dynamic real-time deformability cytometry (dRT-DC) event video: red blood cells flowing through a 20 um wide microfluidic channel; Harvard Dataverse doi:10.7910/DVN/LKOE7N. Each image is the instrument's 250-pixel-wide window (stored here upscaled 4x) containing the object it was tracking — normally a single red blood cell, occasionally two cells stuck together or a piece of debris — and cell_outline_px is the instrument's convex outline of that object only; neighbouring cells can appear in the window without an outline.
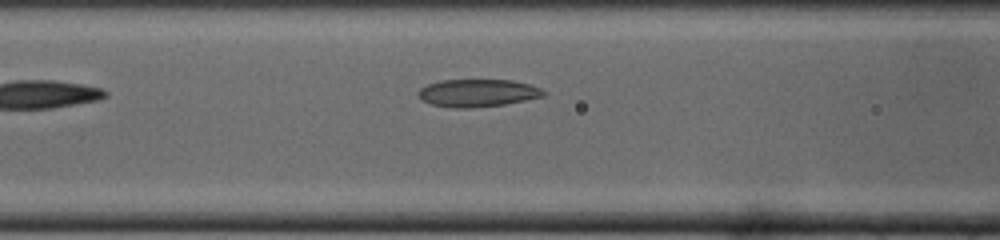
{"species": "common noctule bat (a hibernating species)", "species_latin": "Nyctalus noctula", "temperature_condition": "cold", "stored_images_in_passage": 28, "camera_frame_rate_fps": 3000, "um_per_image_px": 0.085, "animal": {"sex": "male", "body_mass_g": 19.0, "forearm_length_mm": 50.8}, "frame": {"image": 1, "passage_image": 5, "time_ms": 1.333, "image_size_px": [1000, 240], "cell_outline_px": [[548, 92], [544, 96], [504, 104], [468, 108], [452, 108], [432, 104], [424, 100], [420, 96], [420, 88], [428, 84], [440, 80], [512, 80], [528, 84], [540, 88]], "centroid_in_image_um": [40.63, 7.9], "position_along_channel_um": 126.0, "area_um2": 19.88}}
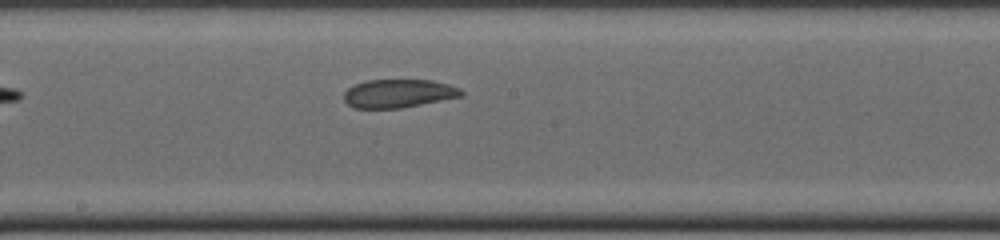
{"frame": {"image": 2, "passage_image": 10, "time_ms": 3.0, "image_size_px": [1000, 240], "cell_outline_px": [[464, 92], [460, 96], [400, 108], [352, 108], [344, 100], [344, 92], [348, 88], [356, 84], [368, 80], [432, 80], [448, 84], [460, 88]], "centroid_in_image_um": [33.84, 7.94], "position_along_channel_um": 214.4, "area_um2": 19.19}}
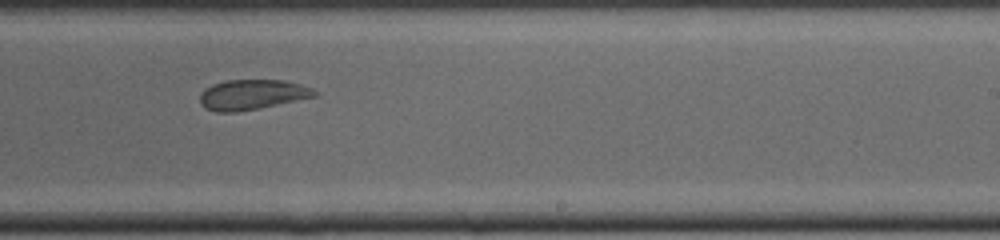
{"frame": {"image": 3, "passage_image": 13, "time_ms": 4.0, "image_size_px": [1000, 240], "cell_outline_px": [[316, 96], [260, 108], [236, 112], [216, 112], [204, 108], [200, 104], [200, 92], [204, 88], [212, 84], [224, 80], [284, 80], [300, 84], [312, 88], [316, 92]], "centroid_in_image_um": [21.37, 8.04], "position_along_channel_um": 267.6, "area_um2": 20.23}}